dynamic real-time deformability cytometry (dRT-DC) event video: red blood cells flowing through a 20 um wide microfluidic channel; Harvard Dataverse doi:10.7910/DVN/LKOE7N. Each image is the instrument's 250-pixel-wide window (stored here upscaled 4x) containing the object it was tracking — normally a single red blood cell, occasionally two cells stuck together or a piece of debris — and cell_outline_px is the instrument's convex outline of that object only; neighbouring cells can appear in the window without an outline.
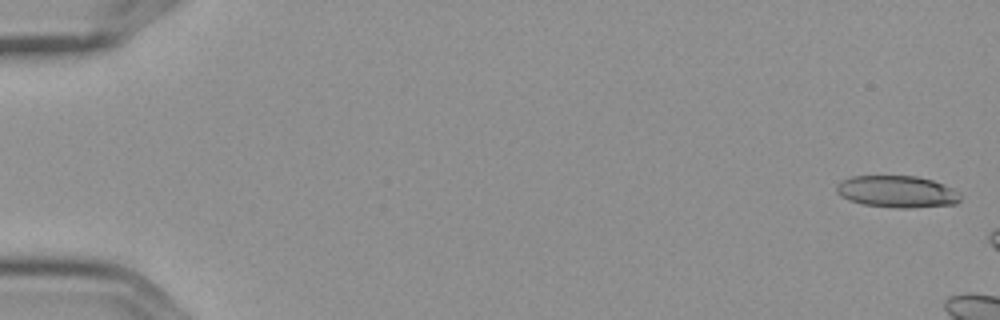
{"species": "Egyptian fruit bat (a non-hibernating species)", "species_latin": "Rousettus aegyptiacus", "temperature_condition": "cold", "stored_images_in_passage": 3, "camera_frame_rate_fps": 3000, "um_per_image_px": 0.085, "frame": {"image": 1, "passage_image": 1, "time_ms": 0.0, "image_size_px": [1000, 320], "cell_outline_px": [[960, 200], [956, 204], [912, 208], [900, 208], [864, 204], [848, 200], [840, 196], [836, 192], [836, 184], [840, 180], [852, 176], [916, 176], [932, 180], [944, 184], [960, 192]], "centroid_in_image_um": [76.24, 16.28], "position_along_channel_um": 8.8, "area_um2": 23.18}}